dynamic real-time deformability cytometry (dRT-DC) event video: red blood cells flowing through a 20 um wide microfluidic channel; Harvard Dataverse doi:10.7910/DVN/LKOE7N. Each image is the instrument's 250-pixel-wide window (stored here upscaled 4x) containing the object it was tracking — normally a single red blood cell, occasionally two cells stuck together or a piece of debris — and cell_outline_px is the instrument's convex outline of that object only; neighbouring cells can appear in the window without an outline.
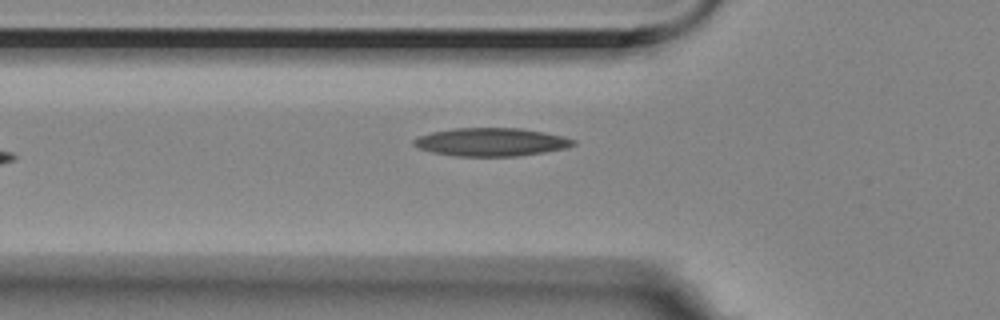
{"species": "Egyptian fruit bat (a non-hibernating species)", "species_latin": "Rousettus aegyptiacus", "temperature_condition": "room temperature", "stored_images_in_passage": 6, "camera_frame_rate_fps": 3000, "um_per_image_px": 0.085, "animal": {"sex": "female"}, "frame": {"image": 1, "passage_image": 6, "time_ms": 1.667, "image_size_px": [1000, 320], "cell_outline_px": [[576, 144], [564, 148], [544, 152], [516, 156], [452, 156], [432, 152], [420, 148], [412, 144], [412, 140], [420, 136], [432, 132], [452, 128], [520, 128], [544, 132], [564, 136], [576, 140]], "centroid_in_image_um": [41.74, 12.07], "position_along_channel_um": 84.1, "area_um2": 26.18}}